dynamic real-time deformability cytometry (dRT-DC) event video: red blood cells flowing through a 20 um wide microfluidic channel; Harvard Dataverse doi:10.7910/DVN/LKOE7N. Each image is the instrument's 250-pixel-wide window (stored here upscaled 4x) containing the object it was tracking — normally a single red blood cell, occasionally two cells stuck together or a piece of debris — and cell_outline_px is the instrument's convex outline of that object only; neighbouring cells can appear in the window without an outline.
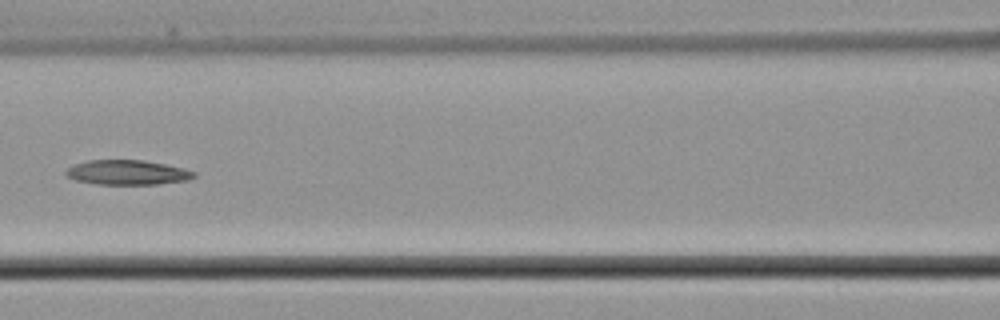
{"species": "common noctule bat (a hibernating species)", "species_latin": "Nyctalus noctula", "temperature_condition": "cold", "stored_images_in_passage": 8, "camera_frame_rate_fps": 3000, "um_per_image_px": 0.085, "animal": {"sex": "male", "body_mass_g": 21.5, "forearm_length_mm": 52.0}, "frame": {"image": 1, "passage_image": 8, "time_ms": 8.333, "image_size_px": [1000, 320], "cell_outline_px": [[196, 176], [188, 180], [156, 184], [96, 184], [76, 180], [68, 176], [64, 172], [68, 168], [76, 164], [88, 160], [144, 160], [184, 168], [196, 172]], "centroid_in_image_um": [10.85, 14.66], "position_along_channel_um": 155.7, "area_um2": 18.32}}